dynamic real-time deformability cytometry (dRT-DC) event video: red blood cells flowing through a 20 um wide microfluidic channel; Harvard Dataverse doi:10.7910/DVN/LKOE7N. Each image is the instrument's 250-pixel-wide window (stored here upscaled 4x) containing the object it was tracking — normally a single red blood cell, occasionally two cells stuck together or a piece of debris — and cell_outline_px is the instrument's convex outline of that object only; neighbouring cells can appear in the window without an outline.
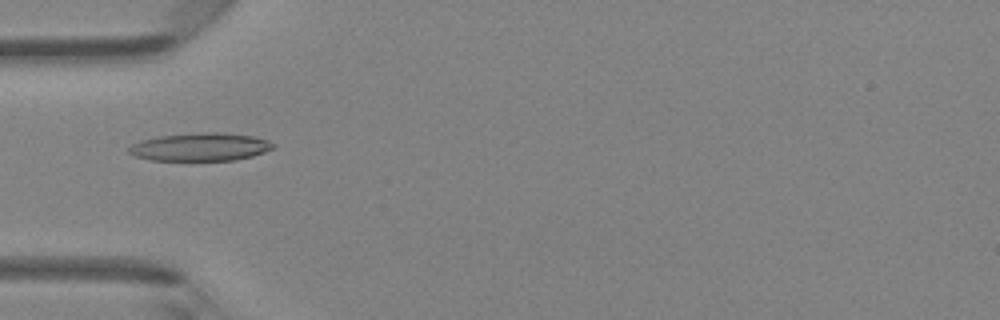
{"species": "Egyptian fruit bat (a non-hibernating species)", "species_latin": "Rousettus aegyptiacus", "temperature_condition": "room temperature", "stored_images_in_passage": 38, "camera_frame_rate_fps": 3000, "um_per_image_px": 0.085, "animal": {"sex": "female"}, "frame": {"image": 1, "passage_image": 6, "time_ms": 1.667, "image_size_px": [1000, 320], "cell_outline_px": [[276, 148], [252, 156], [236, 160], [152, 160], [132, 156], [128, 152], [128, 148], [132, 144], [140, 140], [160, 136], [204, 132], [216, 132], [252, 136], [268, 140], [276, 144]], "centroid_in_image_um": [17.03, 12.49], "position_along_channel_um": 68.0, "area_um2": 23.58}}
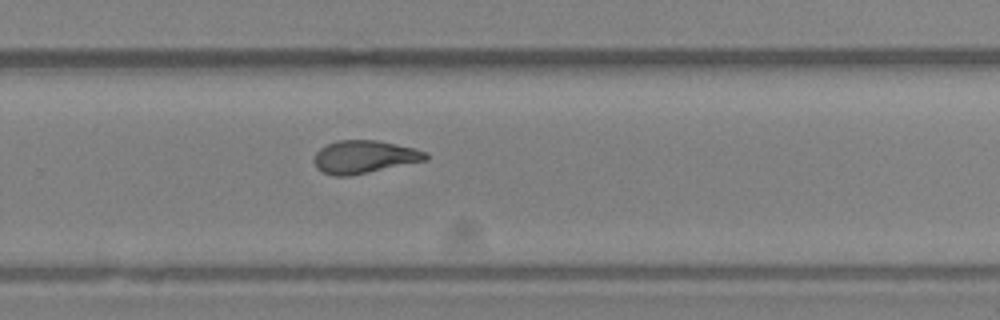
{"frame": {"image": 2, "passage_image": 22, "time_ms": 7.0, "image_size_px": [1000, 320], "cell_outline_px": [[428, 160], [348, 176], [332, 176], [316, 168], [316, 152], [320, 148], [336, 140], [376, 140], [416, 148], [428, 152]], "centroid_in_image_um": [31.0, 13.33], "position_along_channel_um": 298.8, "area_um2": 21.27}}
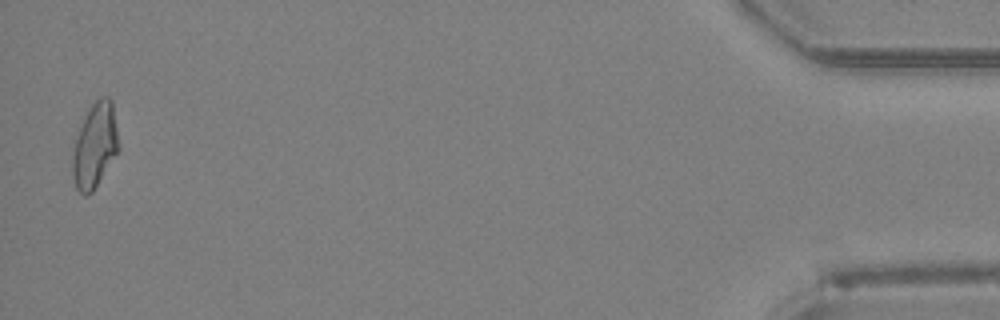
{"frame": {"image": 3, "passage_image": 37, "time_ms": 12.0, "image_size_px": [1000, 320], "cell_outline_px": [[120, 148], [92, 192], [88, 196], [84, 196], [76, 188], [72, 176], [72, 156], [76, 140], [80, 128], [92, 104], [100, 96], [108, 96], [112, 100]], "centroid_in_image_um": [8.08, 12.39], "position_along_channel_um": 427.1, "area_um2": 22.48}, "authors_computed_cell_mechanics": {"area_um2": 21.6172, "velocity_mm_per_s": 4.3387, "shape_relaxation_time_tau1_ms": null, "shape_relaxation_time_tau2_ms": 2.1188, "deformation_change_tau1": null, "deformation_change_tau2": 0.1002}}